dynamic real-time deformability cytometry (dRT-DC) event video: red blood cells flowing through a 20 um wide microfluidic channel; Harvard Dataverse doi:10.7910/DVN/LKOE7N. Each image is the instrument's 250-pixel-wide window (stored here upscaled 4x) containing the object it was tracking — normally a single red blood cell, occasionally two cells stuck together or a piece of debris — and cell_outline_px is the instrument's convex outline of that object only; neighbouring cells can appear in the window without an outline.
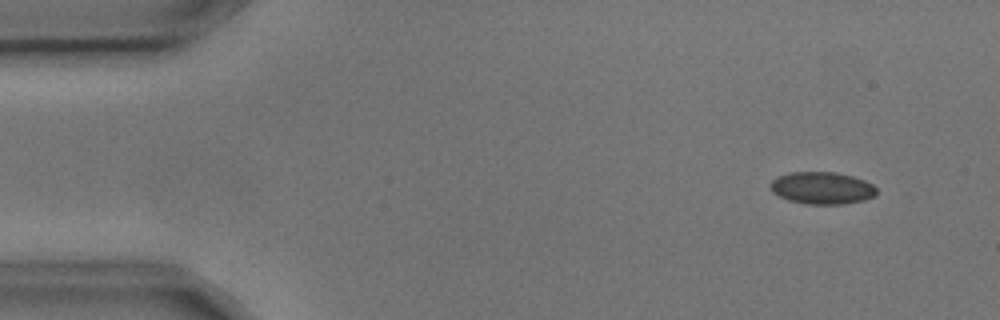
{"species": "common noctule bat (a hibernating species)", "species_latin": "Nyctalus noctula", "temperature_condition": "cold", "stored_images_in_passage": 6, "camera_frame_rate_fps": 3000, "um_per_image_px": 0.085, "animal": {"sex": "male", "body_mass_g": 17.9, "forearm_length_mm": 54.2}, "frame": {"image": 1, "passage_image": 2, "time_ms": 0.333, "image_size_px": [1000, 320], "cell_outline_px": [[876, 196], [864, 200], [840, 204], [804, 204], [788, 200], [772, 192], [772, 180], [788, 172], [836, 172], [852, 176], [864, 180], [872, 184], [876, 188]], "centroid_in_image_um": [69.89, 15.98], "position_along_channel_um": 15.1, "area_um2": 19.83}}
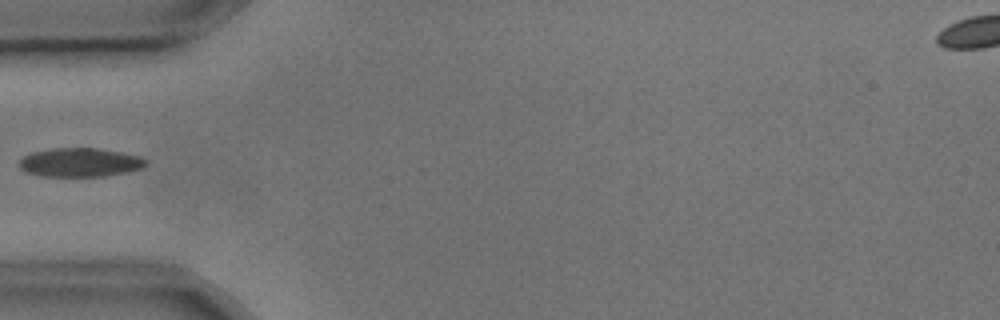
{"frame": {"image": 2, "passage_image": 5, "time_ms": 1.333, "image_size_px": [1000, 320], "cell_outline_px": [[148, 164], [144, 168], [128, 172], [104, 176], [40, 176], [28, 172], [20, 168], [20, 160], [24, 156], [32, 152], [52, 148], [96, 148], [120, 152], [140, 156], [148, 160]], "centroid_in_image_um": [6.85, 13.8], "position_along_channel_um": 78.1, "area_um2": 21.33}}